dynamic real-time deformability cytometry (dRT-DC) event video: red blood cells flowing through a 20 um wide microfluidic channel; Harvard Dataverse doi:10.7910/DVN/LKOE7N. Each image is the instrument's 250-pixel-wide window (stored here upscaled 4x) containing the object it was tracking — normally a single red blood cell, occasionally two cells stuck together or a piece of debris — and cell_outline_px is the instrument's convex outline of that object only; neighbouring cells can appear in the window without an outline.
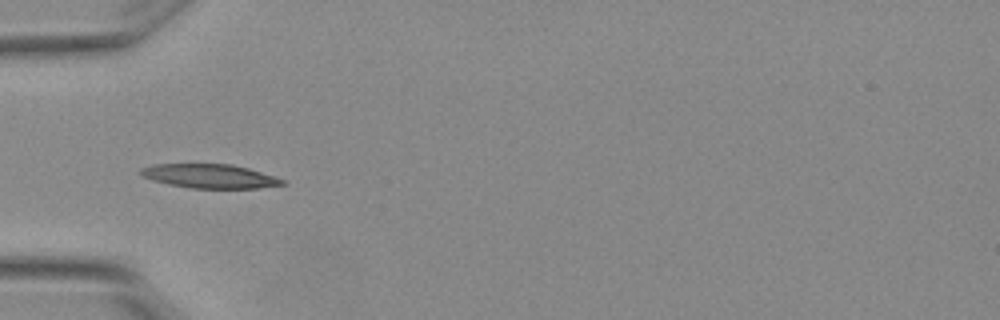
{"species": "Egyptian fruit bat (a non-hibernating species)", "species_latin": "Rousettus aegyptiacus", "temperature_condition": "warm", "stored_images_in_passage": 6, "camera_frame_rate_fps": 3000, "um_per_image_px": 0.085, "animal": {"sex": "female"}, "frame": {"image": 1, "passage_image": 5, "time_ms": 1.333, "image_size_px": [1000, 320], "cell_outline_px": [[288, 184], [256, 188], [192, 188], [168, 184], [144, 176], [140, 172], [140, 168], [152, 164], [232, 164], [248, 168], [276, 176], [284, 180]], "centroid_in_image_um": [17.89, 14.96], "position_along_channel_um": 67.1, "area_um2": 19.71}}
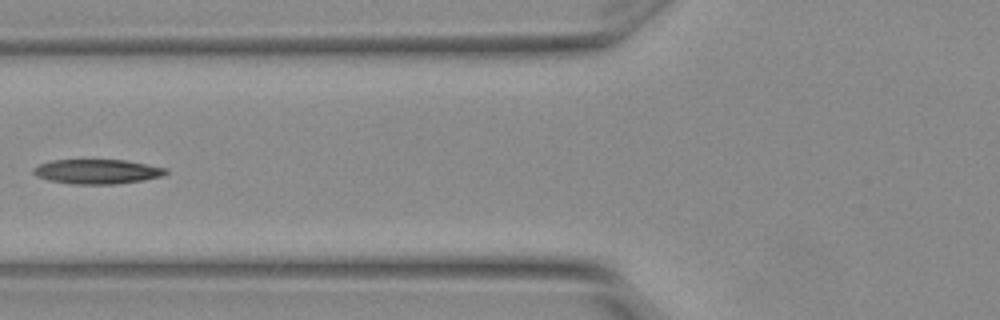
{"frame": {"image": 2, "passage_image": 6, "time_ms": 1.667, "image_size_px": [1000, 320], "cell_outline_px": [[168, 172], [160, 176], [140, 180], [116, 184], [72, 184], [48, 180], [36, 176], [32, 172], [32, 168], [40, 164], [52, 160], [124, 160], [164, 168]], "centroid_in_image_um": [8.17, 14.58], "position_along_channel_um": 117.6, "area_um2": 18.67}}